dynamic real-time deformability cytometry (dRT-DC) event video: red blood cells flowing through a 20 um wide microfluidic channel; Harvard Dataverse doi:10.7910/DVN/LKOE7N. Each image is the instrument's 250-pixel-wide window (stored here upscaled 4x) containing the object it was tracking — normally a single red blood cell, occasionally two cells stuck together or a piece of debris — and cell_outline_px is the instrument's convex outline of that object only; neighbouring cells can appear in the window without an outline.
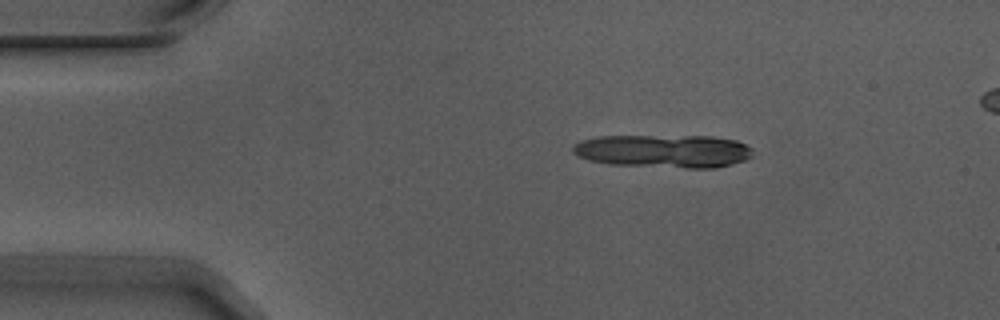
{"species": "Egyptian fruit bat (a non-hibernating species)", "species_latin": "Rousettus aegyptiacus", "temperature_condition": "warm", "stored_images_in_passage": 4, "camera_frame_rate_fps": 3000, "um_per_image_px": 0.085, "animal": {"sex": "male"}, "frame": {"image": 1, "passage_image": 1, "time_ms": 0.0, "image_size_px": [1000, 320], "cell_outline_px": [[752, 156], [744, 160], [732, 164], [716, 168], [688, 168], [612, 164], [588, 160], [576, 156], [572, 152], [572, 144], [580, 140], [596, 136], [712, 136], [736, 140], [752, 148]], "centroid_in_image_um": [56.37, 12.83], "position_along_channel_um": 28.6, "area_um2": 35.03}}